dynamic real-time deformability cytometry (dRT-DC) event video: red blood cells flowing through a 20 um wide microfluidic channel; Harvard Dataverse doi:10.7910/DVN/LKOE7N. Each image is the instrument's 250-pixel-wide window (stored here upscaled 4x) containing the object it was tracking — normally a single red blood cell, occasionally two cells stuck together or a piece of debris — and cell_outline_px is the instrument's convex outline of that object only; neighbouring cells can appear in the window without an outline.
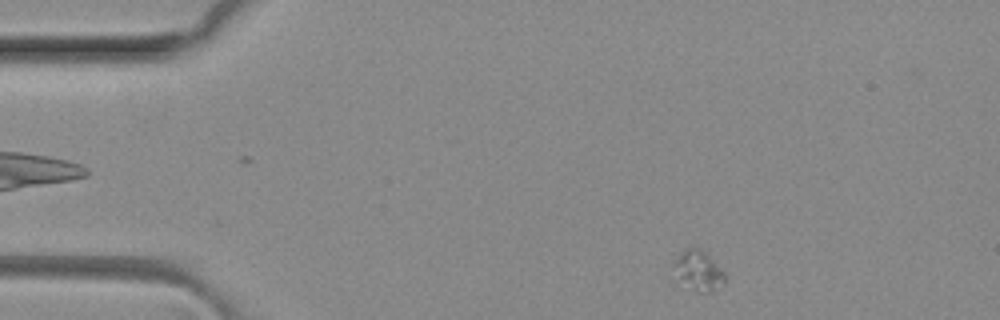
{"species": "common noctule bat (a hibernating species)", "species_latin": "Nyctalus noctula", "temperature_condition": "room temperature", "stored_images_in_passage": 3, "camera_frame_rate_fps": 3000, "um_per_image_px": 0.085, "animal": {"sex": "female", "body_mass_g": 29.2, "forearm_length_mm": 56.3}, "frame": {"image": 1, "passage_image": 3, "time_ms": 0.667, "image_size_px": [1000, 320], "cell_outline_px": [[724, 280], [708, 292], [696, 292], [680, 276], [672, 264], [672, 260], [680, 252], [688, 248], [696, 248], [704, 252], [724, 272]], "centroid_in_image_um": [59.33, 22.94], "position_along_channel_um": 25.7, "area_um2": 10.92}}